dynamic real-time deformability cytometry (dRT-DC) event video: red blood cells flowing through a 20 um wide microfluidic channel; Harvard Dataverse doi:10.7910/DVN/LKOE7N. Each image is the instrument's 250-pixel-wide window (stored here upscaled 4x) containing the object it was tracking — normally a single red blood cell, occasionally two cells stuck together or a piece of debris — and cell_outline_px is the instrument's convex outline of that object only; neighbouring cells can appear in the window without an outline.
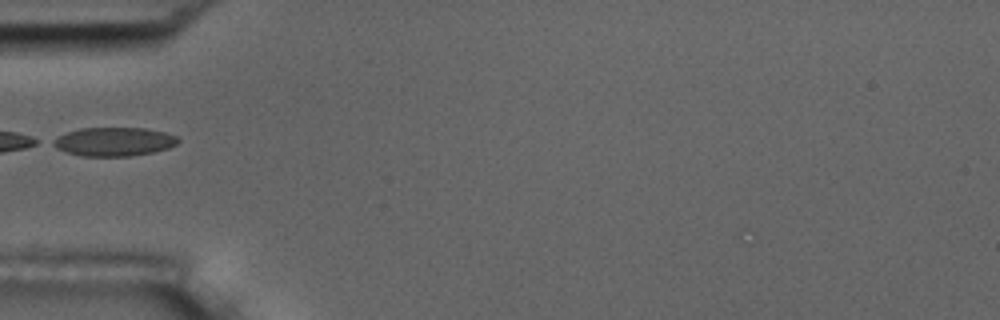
{"species": "common noctule bat (a hibernating species)", "species_latin": "Nyctalus noctula", "temperature_condition": "room temperature", "stored_images_in_passage": 6, "camera_frame_rate_fps": 3000, "um_per_image_px": 0.085, "animal": {"sex": "male", "body_mass_g": 17.5, "forearm_length_mm": 52.3}, "frame": {"image": 1, "passage_image": 3, "time_ms": 2.333, "image_size_px": [1000, 320], "cell_outline_px": [[180, 140], [176, 144], [168, 148], [152, 152], [128, 156], [80, 156], [56, 148], [48, 144], [52, 140], [68, 132], [80, 128], [144, 128], [164, 132], [176, 136]], "centroid_in_image_um": [9.66, 12.04], "position_along_channel_um": 75.3, "area_um2": 20.81}}
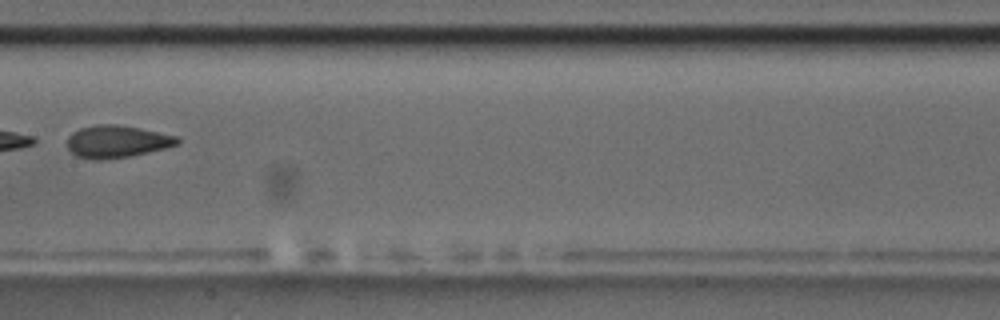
{"frame": {"image": 2, "passage_image": 6, "time_ms": 5.667, "image_size_px": [1000, 320], "cell_outline_px": [[180, 144], [164, 148], [128, 156], [96, 160], [76, 156], [68, 148], [68, 136], [72, 132], [80, 128], [96, 124], [116, 124], [140, 128], [180, 136]], "centroid_in_image_um": [9.95, 12.01], "position_along_channel_um": 197.4, "area_um2": 20.69}}